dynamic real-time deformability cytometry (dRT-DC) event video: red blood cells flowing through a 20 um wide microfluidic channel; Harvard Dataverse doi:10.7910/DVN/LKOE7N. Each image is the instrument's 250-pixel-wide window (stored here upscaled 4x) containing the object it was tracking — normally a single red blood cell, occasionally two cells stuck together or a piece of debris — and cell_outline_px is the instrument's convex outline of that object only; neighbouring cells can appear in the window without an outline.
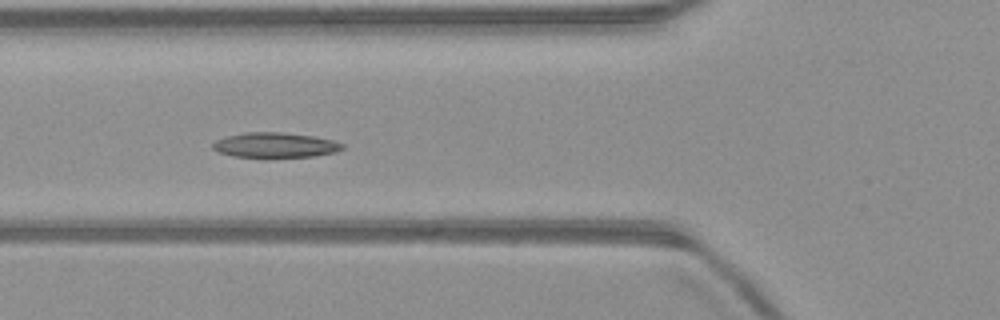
{"species": "common noctule bat (a hibernating species)", "species_latin": "Nyctalus noctula", "temperature_condition": "warm", "stored_images_in_passage": 12, "camera_frame_rate_fps": 3000, "um_per_image_px": 0.085, "animal": {"sex": "male", "body_mass_g": 23.1, "forearm_length_mm": 52.7}, "frame": {"image": 1, "passage_image": 6, "time_ms": 1.667, "image_size_px": [1000, 320], "cell_outline_px": [[344, 148], [336, 152], [316, 156], [268, 160], [264, 160], [232, 156], [220, 152], [212, 148], [212, 144], [216, 140], [228, 136], [244, 132], [284, 132], [316, 136], [332, 140], [344, 144]], "centroid_in_image_um": [23.4, 12.38], "position_along_channel_um": 102.4, "area_um2": 19.94}}
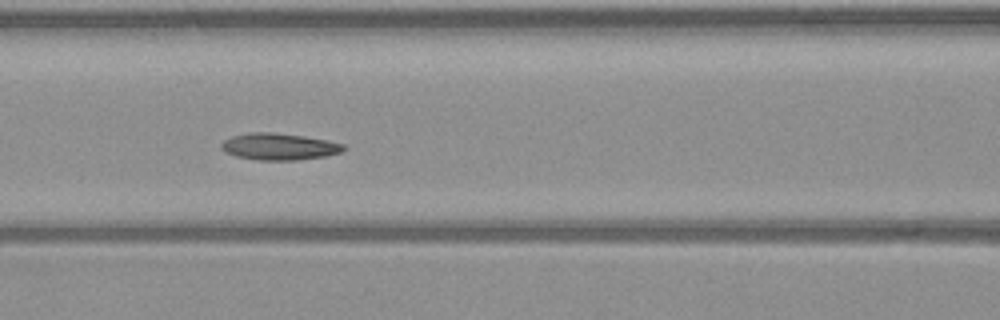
{"frame": {"image": 2, "passage_image": 9, "time_ms": 2.667, "image_size_px": [1000, 320], "cell_outline_px": [[348, 148], [340, 152], [324, 156], [296, 160], [256, 160], [236, 156], [224, 152], [220, 148], [220, 144], [224, 140], [232, 136], [248, 132], [272, 132], [304, 136], [328, 140], [344, 144]], "centroid_in_image_um": [23.7, 12.45], "position_along_channel_um": 142.9, "area_um2": 19.19}}